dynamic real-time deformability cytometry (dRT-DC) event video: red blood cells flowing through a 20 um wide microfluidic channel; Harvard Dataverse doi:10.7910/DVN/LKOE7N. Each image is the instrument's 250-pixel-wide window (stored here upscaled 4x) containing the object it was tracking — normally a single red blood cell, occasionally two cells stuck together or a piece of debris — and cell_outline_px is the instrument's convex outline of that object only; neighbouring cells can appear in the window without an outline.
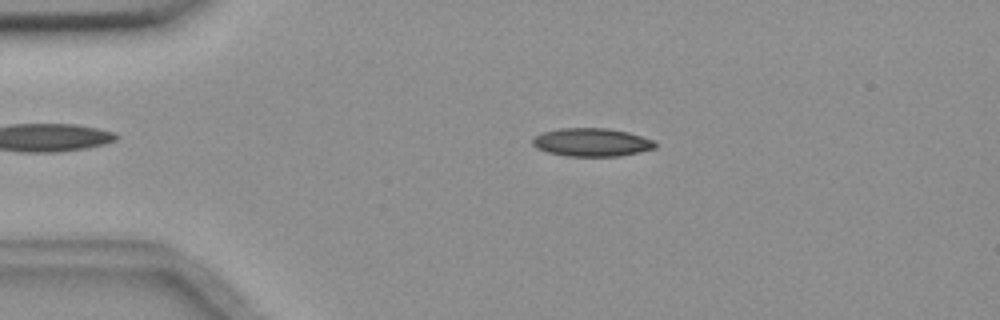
{"species": "common noctule bat (a hibernating species)", "species_latin": "Nyctalus noctula", "temperature_condition": "room temperature", "stored_images_in_passage": 55, "camera_frame_rate_fps": 3000, "um_per_image_px": 0.085, "animal": {"sex": "female", "body_mass_g": 18.4}, "frame": {"image": 1, "passage_image": 11, "time_ms": 3.333, "image_size_px": [1000, 320], "cell_outline_px": [[656, 148], [640, 152], [620, 156], [568, 156], [548, 152], [536, 148], [532, 144], [532, 140], [536, 136], [544, 132], [560, 128], [608, 128], [628, 132], [656, 140]], "centroid_in_image_um": [50.34, 12.09], "position_along_channel_um": 34.7, "area_um2": 20.23}}
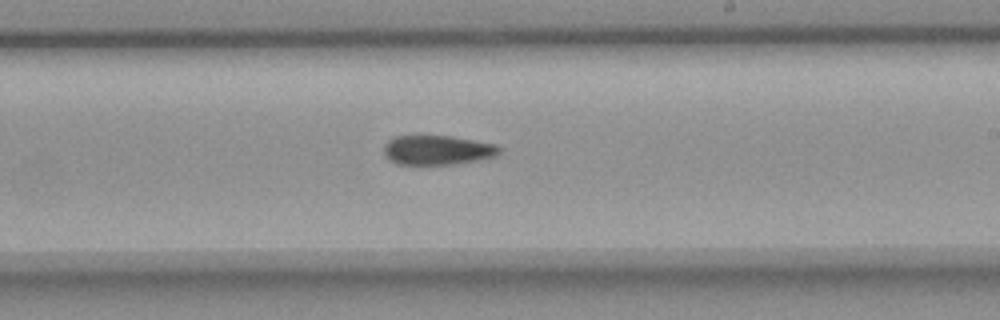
{"frame": {"image": 2, "passage_image": 32, "time_ms": 10.333, "image_size_px": [1000, 320], "cell_outline_px": [[500, 152], [492, 156], [480, 160], [456, 164], [396, 164], [388, 160], [384, 156], [384, 144], [388, 140], [396, 136], [452, 136], [496, 144], [500, 148]], "centroid_in_image_um": [37.14, 12.76], "position_along_channel_um": 251.9, "area_um2": 19.88}}
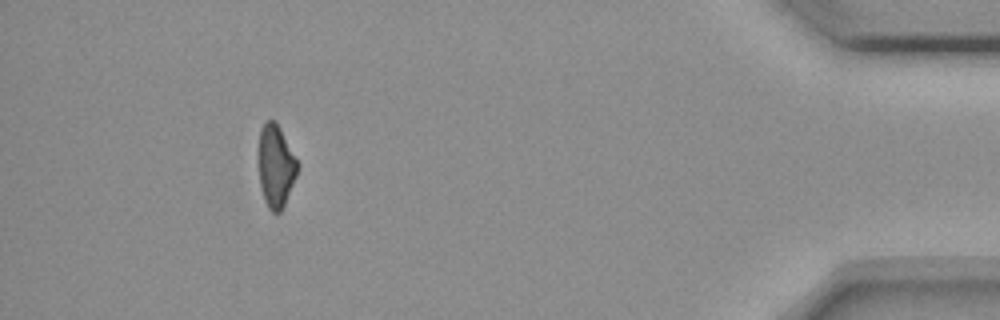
{"frame": {"image": 3, "passage_image": 50, "time_ms": 16.333, "image_size_px": [1000, 320], "cell_outline_px": [[300, 164], [296, 176], [284, 204], [280, 212], [272, 212], [268, 208], [264, 200], [260, 184], [260, 132], [264, 124], [268, 120], [272, 120], [280, 128]], "centroid_in_image_um": [23.47, 14.14], "position_along_channel_um": 411.7, "area_um2": 18.21}}